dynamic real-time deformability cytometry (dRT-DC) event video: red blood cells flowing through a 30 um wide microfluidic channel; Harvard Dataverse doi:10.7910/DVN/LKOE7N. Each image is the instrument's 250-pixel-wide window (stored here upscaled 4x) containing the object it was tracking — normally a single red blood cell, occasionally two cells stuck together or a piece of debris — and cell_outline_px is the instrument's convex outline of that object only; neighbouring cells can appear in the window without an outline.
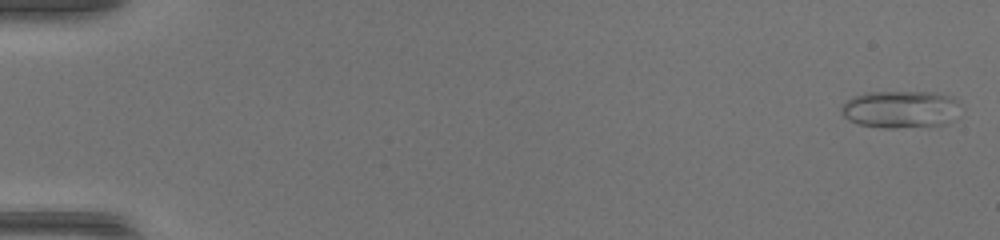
{"species": "common noctule bat (a hibernating species)", "species_latin": "Nyctalus noctula", "temperature_condition": "warm", "stored_images_in_passage": 49, "camera_frame_rate_fps": 3000, "um_per_image_px": 0.085, "animal": {"sex": "female", "body_mass_g": 17.0, "forearm_length_mm": 48.0}, "frame": {"image": 1, "passage_image": 1, "time_ms": 0.0, "image_size_px": [1000, 240], "cell_outline_px": [[956, 104], [952, 120], [948, 124], [928, 128], [884, 128], [860, 124], [848, 120], [844, 116], [840, 108], [840, 104], [852, 96], [868, 92], [932, 92], [952, 96], [956, 100]], "centroid_in_image_um": [76.49, 9.31], "position_along_channel_um": 8.5, "area_um2": 26.24}}
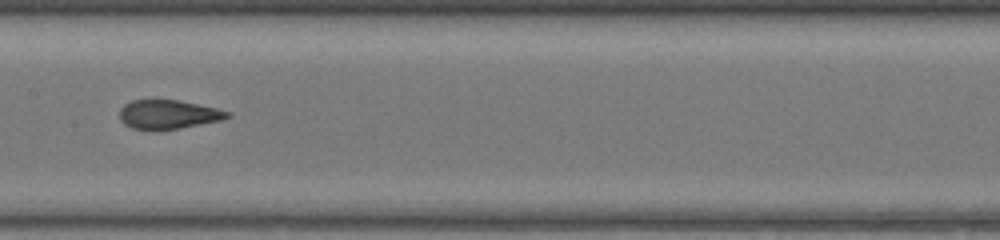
{"frame": {"image": 2, "passage_image": 26, "time_ms": 8.333, "image_size_px": [1000, 240], "cell_outline_px": [[232, 116], [220, 120], [180, 128], [132, 128], [124, 124], [120, 120], [120, 108], [124, 104], [132, 100], [176, 100], [216, 108], [232, 112]], "centroid_in_image_um": [14.31, 9.7], "position_along_channel_um": 193.1, "area_um2": 17.74}}
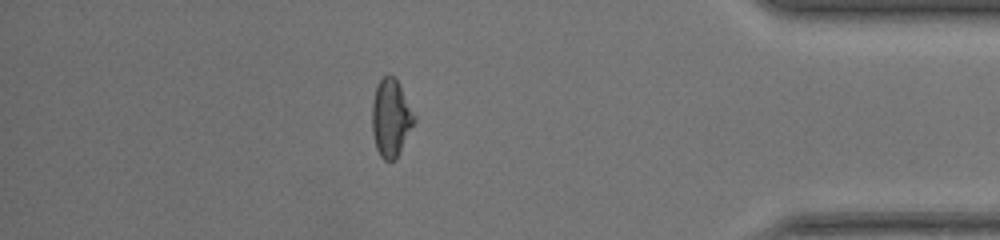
{"frame": {"image": 3, "passage_image": 43, "time_ms": 14.0, "image_size_px": [1000, 240], "cell_outline_px": [[416, 120], [396, 156], [392, 160], [384, 160], [380, 156], [376, 148], [372, 132], [372, 100], [376, 88], [380, 80], [388, 72], [396, 80], [416, 116]], "centroid_in_image_um": [33.2, 10.0], "position_along_channel_um": 402.0, "area_um2": 18.67}, "authors_computed_cell_mechanics": {"area_um2": 19.363, "velocity_mm_per_s": 4.2972, "shape_relaxation_time_tau1_ms": null, "shape_relaxation_time_tau2_ms": 0.7697, "deformation_change_tau1": null, "deformation_change_tau2": 0.069}}